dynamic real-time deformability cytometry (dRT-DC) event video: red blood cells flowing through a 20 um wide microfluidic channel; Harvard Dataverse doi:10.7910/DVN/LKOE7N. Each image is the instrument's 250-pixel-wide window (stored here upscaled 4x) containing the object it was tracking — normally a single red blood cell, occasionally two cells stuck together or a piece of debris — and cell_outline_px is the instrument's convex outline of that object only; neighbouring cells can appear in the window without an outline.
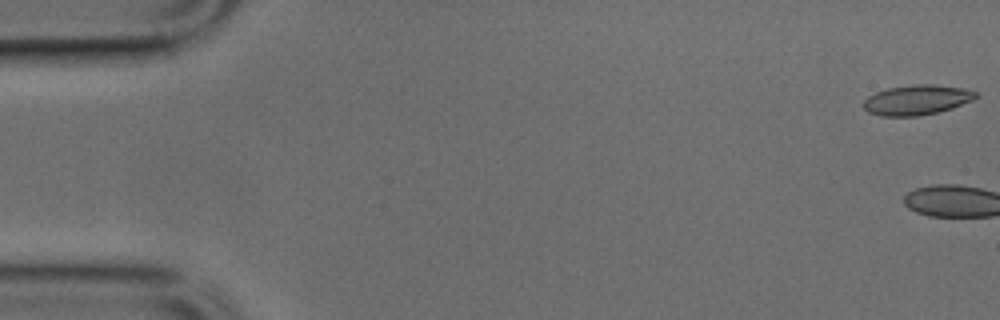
{"species": "common noctule bat (a hibernating species)", "species_latin": "Nyctalus noctula", "temperature_condition": "cold", "stored_images_in_passage": 3, "camera_frame_rate_fps": 3000, "um_per_image_px": 0.085, "animal": {"sex": "male", "body_mass_g": 17.9, "forearm_length_mm": 54.2}, "frame": {"image": 1, "passage_image": 1, "time_ms": 0.0, "image_size_px": [1000, 320], "cell_outline_px": [[980, 96], [972, 100], [952, 108], [936, 112], [916, 116], [884, 116], [868, 112], [864, 108], [864, 100], [868, 96], [876, 92], [888, 88], [916, 84], [932, 84], [964, 88], [976, 92]], "centroid_in_image_um": [77.94, 8.48], "position_along_channel_um": 7.1, "area_um2": 19.48}}